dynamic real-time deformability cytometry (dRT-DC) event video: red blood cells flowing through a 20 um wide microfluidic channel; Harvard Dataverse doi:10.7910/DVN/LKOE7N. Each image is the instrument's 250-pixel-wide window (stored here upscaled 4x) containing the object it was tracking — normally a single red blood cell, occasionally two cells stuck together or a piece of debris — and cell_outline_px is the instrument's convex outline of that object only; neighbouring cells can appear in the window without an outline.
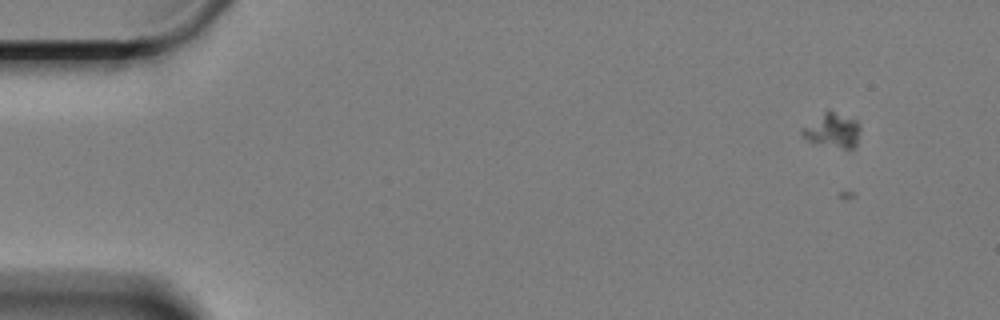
{"species": "Egyptian fruit bat (a non-hibernating species)", "species_latin": "Rousettus aegyptiacus", "temperature_condition": "cold", "stored_images_in_passage": 64, "camera_frame_rate_fps": 3000, "um_per_image_px": 0.085, "animal": {"sex": "female"}, "frame": {"image": 1, "passage_image": 6, "time_ms": 1.667, "image_size_px": [1000, 320], "cell_outline_px": [[860, 128], [856, 148], [848, 152], [808, 140], [800, 132], [804, 128], [828, 108], [856, 120]], "centroid_in_image_um": [70.84, 11.12], "position_along_channel_um": 14.2, "area_um2": 11.85}}
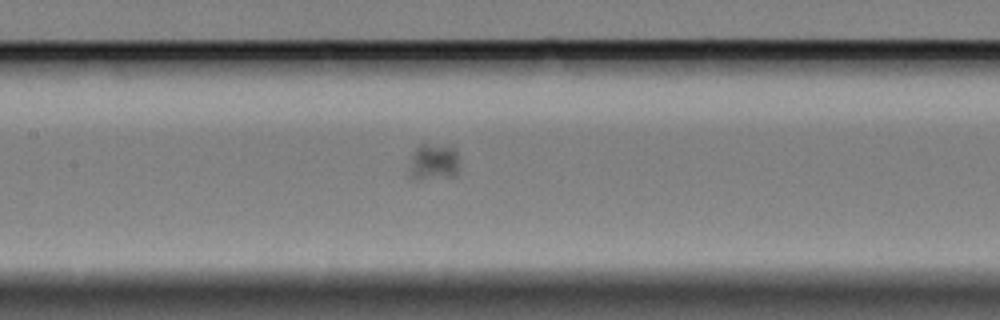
{"frame": {"image": 2, "passage_image": 31, "time_ms": 10.0, "image_size_px": [1000, 320], "cell_outline_px": [[456, 172], [452, 176], [416, 180], [412, 176], [412, 156], [416, 148], [420, 144], [452, 144], [456, 148]], "centroid_in_image_um": [36.88, 13.71], "position_along_channel_um": 170.5, "area_um2": 10.35}}
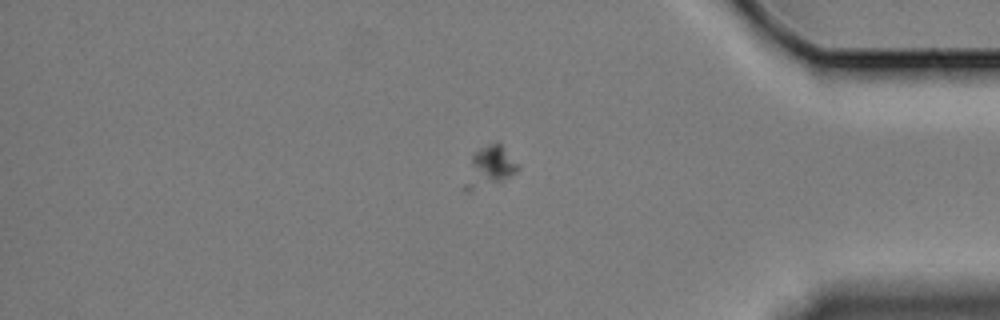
{"frame": {"image": 3, "passage_image": 54, "time_ms": 17.667, "image_size_px": [1000, 320], "cell_outline_px": [[516, 172], [508, 176], [472, 192], [464, 192], [460, 188], [472, 156], [480, 148], [488, 144], [500, 144], [516, 164]], "centroid_in_image_um": [41.45, 14.26], "position_along_channel_um": 393.7, "area_um2": 12.08}}